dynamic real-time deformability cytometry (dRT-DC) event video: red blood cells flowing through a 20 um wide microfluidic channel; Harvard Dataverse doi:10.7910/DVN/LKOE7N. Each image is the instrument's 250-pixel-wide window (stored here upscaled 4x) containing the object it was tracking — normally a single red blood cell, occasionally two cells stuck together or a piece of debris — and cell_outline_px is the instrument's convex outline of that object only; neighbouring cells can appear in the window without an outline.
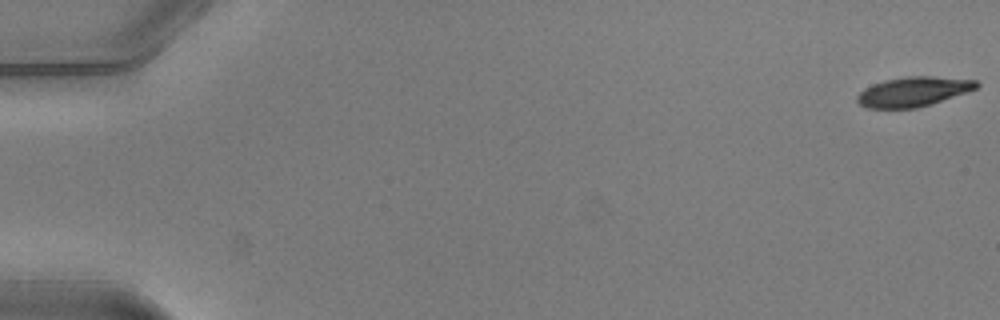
{"species": "common noctule bat (a hibernating species)", "species_latin": "Nyctalus noctula", "temperature_condition": "warm", "stored_images_in_passage": 12, "camera_frame_rate_fps": 3000, "um_per_image_px": 0.085, "animal": {"sex": "male", "body_mass_g": 20.5, "forearm_length_mm": 52.5}, "frame": {"image": 1, "passage_image": 1, "time_ms": 0.0, "image_size_px": [1000, 320], "cell_outline_px": [[980, 84], [976, 88], [968, 92], [932, 104], [916, 108], [868, 108], [860, 104], [856, 100], [856, 96], [864, 88], [872, 84], [884, 80], [908, 76], [932, 76], [976, 80]], "centroid_in_image_um": [77.63, 7.79], "position_along_channel_um": 7.4, "area_um2": 20.69}}